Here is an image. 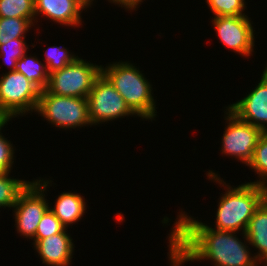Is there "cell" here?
<instances>
[{"label":"cell","mask_w":267,"mask_h":266,"mask_svg":"<svg viewBox=\"0 0 267 266\" xmlns=\"http://www.w3.org/2000/svg\"><path fill=\"white\" fill-rule=\"evenodd\" d=\"M176 219L167 237L170 266L201 260H209L214 266H259L245 233H241L243 242L236 235L239 232L213 229L185 212Z\"/></svg>","instance_id":"1"},{"label":"cell","mask_w":267,"mask_h":266,"mask_svg":"<svg viewBox=\"0 0 267 266\" xmlns=\"http://www.w3.org/2000/svg\"><path fill=\"white\" fill-rule=\"evenodd\" d=\"M218 175L212 170L206 175L226 190L220 196L213 229L245 233L256 208L263 201L262 185L245 182L233 188Z\"/></svg>","instance_id":"2"},{"label":"cell","mask_w":267,"mask_h":266,"mask_svg":"<svg viewBox=\"0 0 267 266\" xmlns=\"http://www.w3.org/2000/svg\"><path fill=\"white\" fill-rule=\"evenodd\" d=\"M132 63L119 61L102 66V74L124 98L129 108L143 120H155L156 102L152 85L145 75Z\"/></svg>","instance_id":"3"},{"label":"cell","mask_w":267,"mask_h":266,"mask_svg":"<svg viewBox=\"0 0 267 266\" xmlns=\"http://www.w3.org/2000/svg\"><path fill=\"white\" fill-rule=\"evenodd\" d=\"M35 112L55 127L65 130L92 126L87 98L54 95L44 89L40 91Z\"/></svg>","instance_id":"4"},{"label":"cell","mask_w":267,"mask_h":266,"mask_svg":"<svg viewBox=\"0 0 267 266\" xmlns=\"http://www.w3.org/2000/svg\"><path fill=\"white\" fill-rule=\"evenodd\" d=\"M40 89L18 71H8L0 78V116L11 120L35 112Z\"/></svg>","instance_id":"5"},{"label":"cell","mask_w":267,"mask_h":266,"mask_svg":"<svg viewBox=\"0 0 267 266\" xmlns=\"http://www.w3.org/2000/svg\"><path fill=\"white\" fill-rule=\"evenodd\" d=\"M101 73L102 65L77 57L61 70L50 73L45 89L54 95L87 98Z\"/></svg>","instance_id":"6"},{"label":"cell","mask_w":267,"mask_h":266,"mask_svg":"<svg viewBox=\"0 0 267 266\" xmlns=\"http://www.w3.org/2000/svg\"><path fill=\"white\" fill-rule=\"evenodd\" d=\"M52 180L42 178L31 181L20 193L16 204L13 206L15 226L17 233L28 239H33L37 226L49 209V203L45 194Z\"/></svg>","instance_id":"7"},{"label":"cell","mask_w":267,"mask_h":266,"mask_svg":"<svg viewBox=\"0 0 267 266\" xmlns=\"http://www.w3.org/2000/svg\"><path fill=\"white\" fill-rule=\"evenodd\" d=\"M89 117L92 125L125 118L135 113L129 108L124 98L111 82L101 73L87 96Z\"/></svg>","instance_id":"8"},{"label":"cell","mask_w":267,"mask_h":266,"mask_svg":"<svg viewBox=\"0 0 267 266\" xmlns=\"http://www.w3.org/2000/svg\"><path fill=\"white\" fill-rule=\"evenodd\" d=\"M224 113L227 125L222 136V154L234 157L242 164L248 165L263 131L254 125L243 122L227 107Z\"/></svg>","instance_id":"9"},{"label":"cell","mask_w":267,"mask_h":266,"mask_svg":"<svg viewBox=\"0 0 267 266\" xmlns=\"http://www.w3.org/2000/svg\"><path fill=\"white\" fill-rule=\"evenodd\" d=\"M212 26L222 44L243 57L253 55L255 30L248 16L212 17Z\"/></svg>","instance_id":"10"},{"label":"cell","mask_w":267,"mask_h":266,"mask_svg":"<svg viewBox=\"0 0 267 266\" xmlns=\"http://www.w3.org/2000/svg\"><path fill=\"white\" fill-rule=\"evenodd\" d=\"M261 75L258 85L246 97L227 108L243 122L267 132V66Z\"/></svg>","instance_id":"11"},{"label":"cell","mask_w":267,"mask_h":266,"mask_svg":"<svg viewBox=\"0 0 267 266\" xmlns=\"http://www.w3.org/2000/svg\"><path fill=\"white\" fill-rule=\"evenodd\" d=\"M91 7L86 0H35V18L40 14L60 25L79 27L81 13Z\"/></svg>","instance_id":"12"},{"label":"cell","mask_w":267,"mask_h":266,"mask_svg":"<svg viewBox=\"0 0 267 266\" xmlns=\"http://www.w3.org/2000/svg\"><path fill=\"white\" fill-rule=\"evenodd\" d=\"M67 228L44 239H32L34 249L47 266H69L74 252L73 239Z\"/></svg>","instance_id":"13"},{"label":"cell","mask_w":267,"mask_h":266,"mask_svg":"<svg viewBox=\"0 0 267 266\" xmlns=\"http://www.w3.org/2000/svg\"><path fill=\"white\" fill-rule=\"evenodd\" d=\"M245 234L251 248L258 250L254 253L256 261L260 266H267V203L264 200L256 208Z\"/></svg>","instance_id":"14"},{"label":"cell","mask_w":267,"mask_h":266,"mask_svg":"<svg viewBox=\"0 0 267 266\" xmlns=\"http://www.w3.org/2000/svg\"><path fill=\"white\" fill-rule=\"evenodd\" d=\"M84 196L78 193L62 192L58 195L54 207H49L61 223L68 229L76 222H79L86 211Z\"/></svg>","instance_id":"15"},{"label":"cell","mask_w":267,"mask_h":266,"mask_svg":"<svg viewBox=\"0 0 267 266\" xmlns=\"http://www.w3.org/2000/svg\"><path fill=\"white\" fill-rule=\"evenodd\" d=\"M16 71L23 74L28 80L33 82L40 90H44L48 85L49 73L45 63H42L36 56H28L26 53L19 58Z\"/></svg>","instance_id":"16"},{"label":"cell","mask_w":267,"mask_h":266,"mask_svg":"<svg viewBox=\"0 0 267 266\" xmlns=\"http://www.w3.org/2000/svg\"><path fill=\"white\" fill-rule=\"evenodd\" d=\"M11 172H0V208H13L20 193L31 181L10 177Z\"/></svg>","instance_id":"17"},{"label":"cell","mask_w":267,"mask_h":266,"mask_svg":"<svg viewBox=\"0 0 267 266\" xmlns=\"http://www.w3.org/2000/svg\"><path fill=\"white\" fill-rule=\"evenodd\" d=\"M0 17L24 18L37 23L35 0H0Z\"/></svg>","instance_id":"18"},{"label":"cell","mask_w":267,"mask_h":266,"mask_svg":"<svg viewBox=\"0 0 267 266\" xmlns=\"http://www.w3.org/2000/svg\"><path fill=\"white\" fill-rule=\"evenodd\" d=\"M35 24L24 18L0 17V45L15 38H26V33Z\"/></svg>","instance_id":"19"},{"label":"cell","mask_w":267,"mask_h":266,"mask_svg":"<svg viewBox=\"0 0 267 266\" xmlns=\"http://www.w3.org/2000/svg\"><path fill=\"white\" fill-rule=\"evenodd\" d=\"M249 168L253 169L258 174L259 180L249 183H255L262 185L267 181V132L258 139L257 145L253 152V157L249 164Z\"/></svg>","instance_id":"20"},{"label":"cell","mask_w":267,"mask_h":266,"mask_svg":"<svg viewBox=\"0 0 267 266\" xmlns=\"http://www.w3.org/2000/svg\"><path fill=\"white\" fill-rule=\"evenodd\" d=\"M29 46L25 38H15L0 45V57H3L5 64H8L9 71H15L17 61L28 52Z\"/></svg>","instance_id":"21"},{"label":"cell","mask_w":267,"mask_h":266,"mask_svg":"<svg viewBox=\"0 0 267 266\" xmlns=\"http://www.w3.org/2000/svg\"><path fill=\"white\" fill-rule=\"evenodd\" d=\"M70 53V54H69ZM45 65L48 73H53L64 68L67 64L72 63L77 57L63 46H51L45 51Z\"/></svg>","instance_id":"22"},{"label":"cell","mask_w":267,"mask_h":266,"mask_svg":"<svg viewBox=\"0 0 267 266\" xmlns=\"http://www.w3.org/2000/svg\"><path fill=\"white\" fill-rule=\"evenodd\" d=\"M208 7L213 12V17L219 16H247L245 0H206Z\"/></svg>","instance_id":"23"},{"label":"cell","mask_w":267,"mask_h":266,"mask_svg":"<svg viewBox=\"0 0 267 266\" xmlns=\"http://www.w3.org/2000/svg\"><path fill=\"white\" fill-rule=\"evenodd\" d=\"M66 227L49 208L42 216L33 239H44L50 235L63 232Z\"/></svg>","instance_id":"24"},{"label":"cell","mask_w":267,"mask_h":266,"mask_svg":"<svg viewBox=\"0 0 267 266\" xmlns=\"http://www.w3.org/2000/svg\"><path fill=\"white\" fill-rule=\"evenodd\" d=\"M10 120H4L0 123V172H11L13 169L12 165L14 164V153L15 149L13 143L7 140L3 136L2 129Z\"/></svg>","instance_id":"25"},{"label":"cell","mask_w":267,"mask_h":266,"mask_svg":"<svg viewBox=\"0 0 267 266\" xmlns=\"http://www.w3.org/2000/svg\"><path fill=\"white\" fill-rule=\"evenodd\" d=\"M108 1L110 3H114L115 5L117 4L121 6V8L124 7L125 10L127 9L128 11L136 10V8L139 7V4L141 5V2H143V0H108Z\"/></svg>","instance_id":"26"},{"label":"cell","mask_w":267,"mask_h":266,"mask_svg":"<svg viewBox=\"0 0 267 266\" xmlns=\"http://www.w3.org/2000/svg\"><path fill=\"white\" fill-rule=\"evenodd\" d=\"M263 188V200L267 203V181L262 184Z\"/></svg>","instance_id":"27"},{"label":"cell","mask_w":267,"mask_h":266,"mask_svg":"<svg viewBox=\"0 0 267 266\" xmlns=\"http://www.w3.org/2000/svg\"><path fill=\"white\" fill-rule=\"evenodd\" d=\"M86 1L92 6L94 0H86Z\"/></svg>","instance_id":"28"},{"label":"cell","mask_w":267,"mask_h":266,"mask_svg":"<svg viewBox=\"0 0 267 266\" xmlns=\"http://www.w3.org/2000/svg\"><path fill=\"white\" fill-rule=\"evenodd\" d=\"M4 121V119L0 116V123H2Z\"/></svg>","instance_id":"29"}]
</instances>
